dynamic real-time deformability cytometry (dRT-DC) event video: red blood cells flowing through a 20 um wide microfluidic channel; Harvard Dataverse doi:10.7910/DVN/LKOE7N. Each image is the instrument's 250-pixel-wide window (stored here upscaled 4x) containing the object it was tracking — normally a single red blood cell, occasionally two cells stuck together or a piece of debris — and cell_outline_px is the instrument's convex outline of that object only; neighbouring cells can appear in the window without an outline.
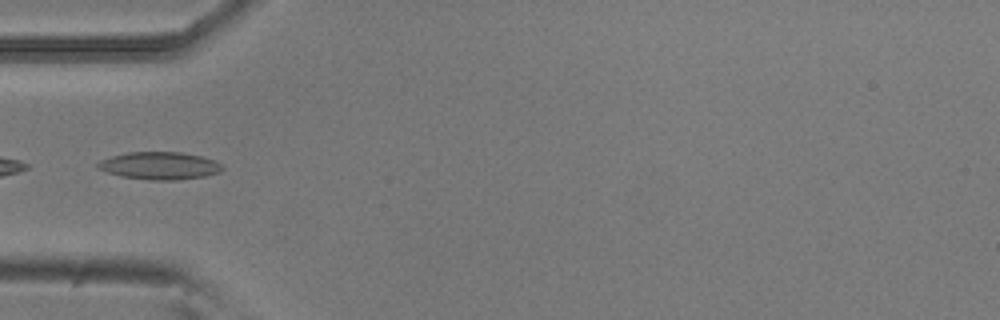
{"species": "common noctule bat (a hibernating species)", "species_latin": "Nyctalus noctula", "temperature_condition": "room temperature", "stored_images_in_passage": 4, "camera_frame_rate_fps": 3000, "um_per_image_px": 0.085, "animal": {"sex": "male", "body_mass_g": 20.5, "forearm_length_mm": 52.5}, "frame": {"image": 1, "passage_image": 4, "time_ms": 1.0, "image_size_px": [1000, 320], "cell_outline_px": [[224, 168], [220, 172], [204, 176], [180, 180], [148, 180], [120, 176], [96, 168], [96, 164], [100, 160], [112, 156], [128, 152], [180, 152], [200, 156], [212, 160], [220, 164]], "centroid_in_image_um": [13.54, 14.09], "position_along_channel_um": 71.5, "area_um2": 19.94}}